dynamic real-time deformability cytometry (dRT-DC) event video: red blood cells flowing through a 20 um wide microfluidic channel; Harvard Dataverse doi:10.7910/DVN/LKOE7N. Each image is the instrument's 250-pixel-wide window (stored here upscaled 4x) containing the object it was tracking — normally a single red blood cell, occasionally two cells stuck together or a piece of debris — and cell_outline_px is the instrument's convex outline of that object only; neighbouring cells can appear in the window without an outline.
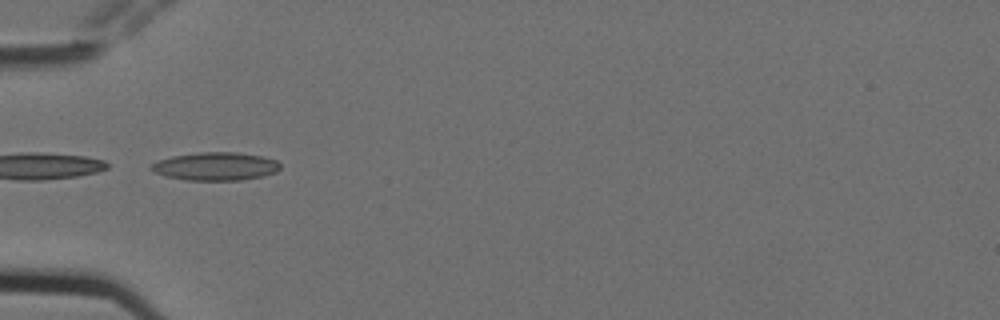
{"species": "Egyptian fruit bat (a non-hibernating species)", "species_latin": "Rousettus aegyptiacus", "temperature_condition": "cold", "stored_images_in_passage": 9, "camera_frame_rate_fps": 3000, "um_per_image_px": 0.085, "animal": {"sex": "female"}, "frame": {"image": 1, "passage_image": 6, "time_ms": 1.667, "image_size_px": [1000, 320], "cell_outline_px": [[280, 168], [276, 172], [260, 176], [240, 180], [184, 180], [164, 176], [148, 168], [152, 164], [160, 160], [172, 156], [200, 152], [236, 152], [260, 156], [276, 160], [280, 164]], "centroid_in_image_um": [18.3, 14.14], "position_along_channel_um": 66.7, "area_um2": 20.98}}
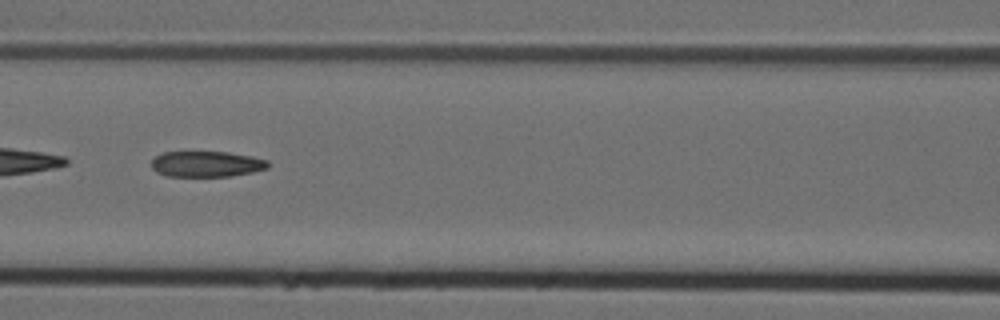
{"frame": {"image": 2, "passage_image": 8, "time_ms": 2.333, "image_size_px": [1000, 320], "cell_outline_px": [[268, 168], [252, 172], [228, 176], [168, 176], [156, 172], [152, 168], [152, 160], [156, 156], [164, 152], [228, 152], [252, 156], [268, 160]], "centroid_in_image_um": [17.56, 13.94], "position_along_channel_um": 149.0, "area_um2": 17.4}}
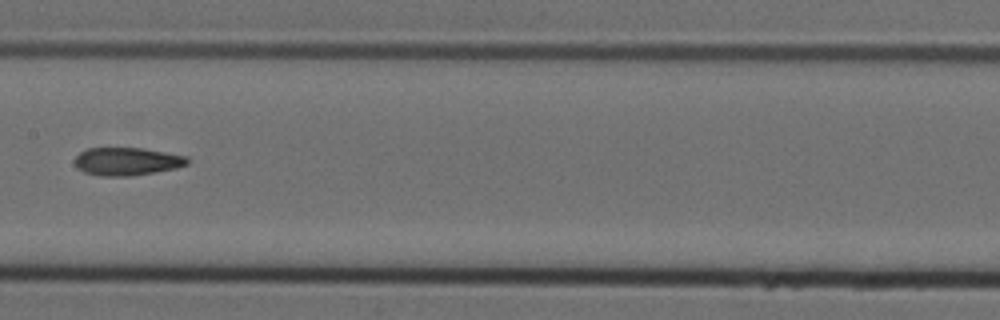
{"frame": {"image": 3, "passage_image": 9, "time_ms": 2.667, "image_size_px": [1000, 320], "cell_outline_px": [[188, 164], [176, 168], [132, 176], [100, 176], [84, 172], [76, 168], [72, 160], [80, 152], [88, 148], [144, 148], [188, 156]], "centroid_in_image_um": [10.76, 13.72], "position_along_channel_um": 196.6, "area_um2": 18.55}}